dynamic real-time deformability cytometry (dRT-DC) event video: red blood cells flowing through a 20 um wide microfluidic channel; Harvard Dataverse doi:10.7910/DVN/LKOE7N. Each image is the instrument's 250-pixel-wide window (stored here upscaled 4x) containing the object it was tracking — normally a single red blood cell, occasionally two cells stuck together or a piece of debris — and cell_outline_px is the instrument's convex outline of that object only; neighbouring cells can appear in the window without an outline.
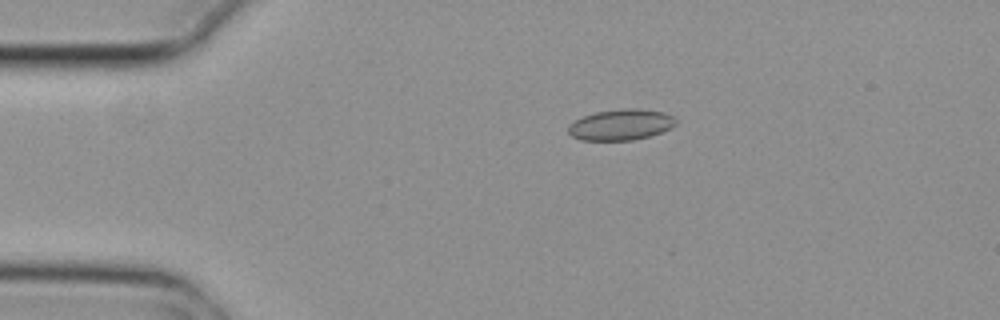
{"species": "common noctule bat (a hibernating species)", "species_latin": "Nyctalus noctula", "temperature_condition": "cold", "stored_images_in_passage": 6, "camera_frame_rate_fps": 3000, "um_per_image_px": 0.085, "animal": {"sex": "female", "body_mass_g": 29.2, "forearm_length_mm": 56.3}, "frame": {"image": 1, "passage_image": 3, "time_ms": 0.667, "image_size_px": [1000, 320], "cell_outline_px": [[676, 124], [672, 128], [648, 136], [632, 140], [580, 140], [572, 136], [568, 132], [568, 124], [584, 116], [596, 112], [624, 108], [636, 108], [664, 112], [672, 116], [676, 120]], "centroid_in_image_um": [52.77, 10.6], "position_along_channel_um": 32.2, "area_um2": 19.31}}
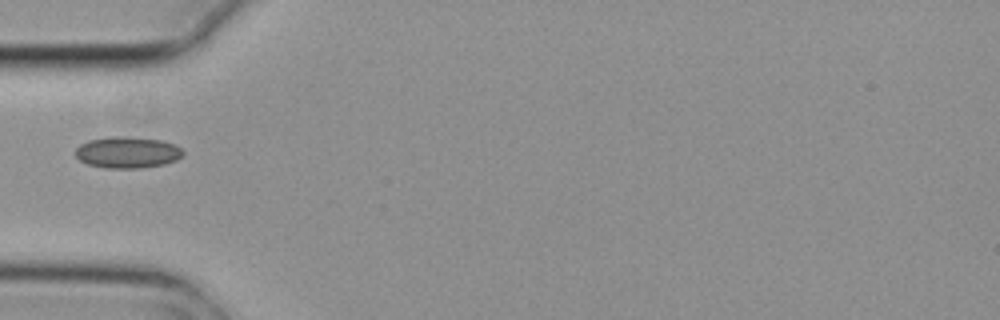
{"frame": {"image": 2, "passage_image": 5, "time_ms": 1.333, "image_size_px": [1000, 320], "cell_outline_px": [[184, 156], [176, 160], [164, 164], [140, 168], [108, 168], [88, 164], [80, 160], [76, 156], [76, 148], [80, 144], [88, 140], [112, 136], [124, 136], [160, 140], [172, 144], [180, 148], [184, 152]], "centroid_in_image_um": [10.83, 12.95], "position_along_channel_um": 74.2, "area_um2": 19.59}}
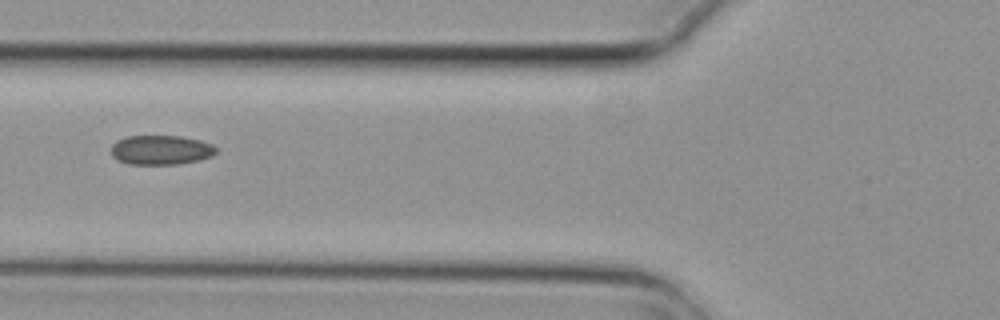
{"frame": {"image": 3, "passage_image": 6, "time_ms": 1.667, "image_size_px": [1000, 320], "cell_outline_px": [[216, 152], [212, 156], [196, 160], [176, 164], [128, 164], [116, 160], [112, 156], [112, 144], [116, 140], [128, 136], [180, 136], [200, 140], [212, 144], [216, 148]], "centroid_in_image_um": [13.64, 12.74], "position_along_channel_um": 112.2, "area_um2": 17.98}}